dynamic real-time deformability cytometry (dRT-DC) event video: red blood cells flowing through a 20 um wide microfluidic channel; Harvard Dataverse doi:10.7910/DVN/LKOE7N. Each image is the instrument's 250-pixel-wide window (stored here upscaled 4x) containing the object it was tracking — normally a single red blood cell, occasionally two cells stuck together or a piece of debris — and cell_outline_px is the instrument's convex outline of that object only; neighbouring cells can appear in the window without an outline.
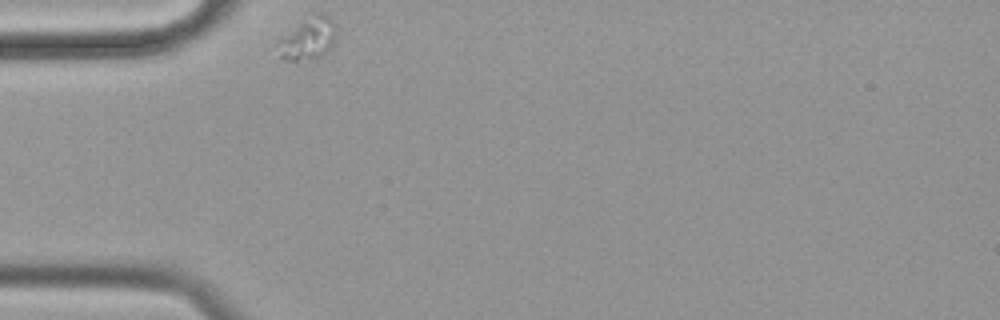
{"species": "common noctule bat (a hibernating species)", "species_latin": "Nyctalus noctula", "temperature_condition": "cold", "stored_images_in_passage": 36, "camera_frame_rate_fps": 3000, "um_per_image_px": 0.085, "animal": {"sex": "female", "body_mass_g": 19.9}, "frame": {"image": 1, "passage_image": 1, "time_ms": 0.0, "image_size_px": [1000, 320], "cell_outline_px": [[336, 28], [332, 44], [328, 52], [316, 60], [284, 60], [280, 56], [276, 44], [280, 40], [300, 24], [316, 12], [324, 12], [336, 24]], "centroid_in_image_um": [26.23, 3.32], "position_along_channel_um": 58.8, "area_um2": 14.1}}
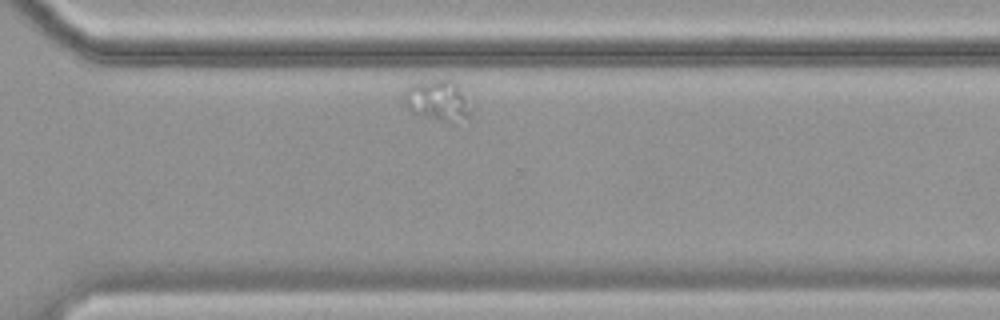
{"frame": {"image": 2, "passage_image": 31, "time_ms": 10.0, "image_size_px": [1000, 320], "cell_outline_px": [[472, 108], [468, 116], [452, 124], [448, 124], [420, 116], [412, 112], [404, 104], [404, 92], [408, 88], [416, 84], [432, 80], [452, 80], [456, 84]], "centroid_in_image_um": [37.2, 8.6], "position_along_channel_um": 333.4, "area_um2": 15.72}}
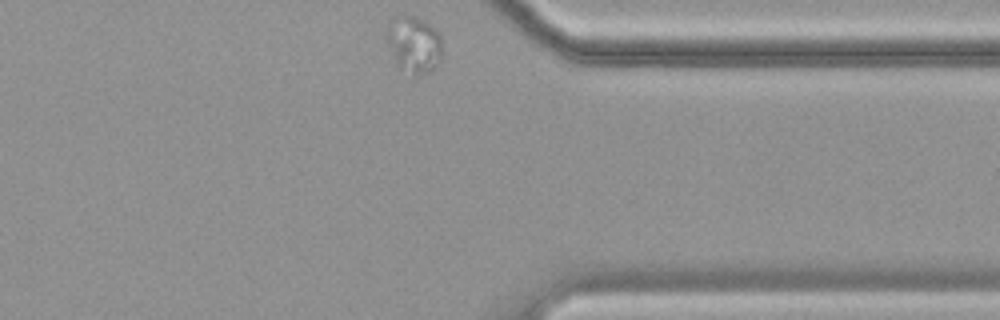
{"frame": {"image": 3, "passage_image": 36, "time_ms": 11.667, "image_size_px": [1000, 320], "cell_outline_px": [[440, 60], [432, 68], [420, 72], [416, 72], [400, 68], [396, 64], [384, 36], [384, 32], [388, 24], [396, 16], [416, 16], [436, 28], [440, 36]], "centroid_in_image_um": [35.12, 3.68], "position_along_channel_um": 376.3, "area_um2": 17.8}}